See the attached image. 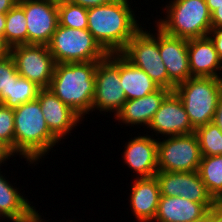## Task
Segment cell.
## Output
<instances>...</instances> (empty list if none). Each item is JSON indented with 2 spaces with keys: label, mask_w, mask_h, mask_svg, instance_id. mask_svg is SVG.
Listing matches in <instances>:
<instances>
[{
  "label": "cell",
  "mask_w": 222,
  "mask_h": 222,
  "mask_svg": "<svg viewBox=\"0 0 222 222\" xmlns=\"http://www.w3.org/2000/svg\"><path fill=\"white\" fill-rule=\"evenodd\" d=\"M210 14H212V4H222V0H205Z\"/></svg>",
  "instance_id": "obj_41"
},
{
  "label": "cell",
  "mask_w": 222,
  "mask_h": 222,
  "mask_svg": "<svg viewBox=\"0 0 222 222\" xmlns=\"http://www.w3.org/2000/svg\"><path fill=\"white\" fill-rule=\"evenodd\" d=\"M149 129L162 136H177L195 132L183 102L175 91H171L162 102L160 108L155 112Z\"/></svg>",
  "instance_id": "obj_14"
},
{
  "label": "cell",
  "mask_w": 222,
  "mask_h": 222,
  "mask_svg": "<svg viewBox=\"0 0 222 222\" xmlns=\"http://www.w3.org/2000/svg\"><path fill=\"white\" fill-rule=\"evenodd\" d=\"M59 140L50 132L36 99L14 109V155H21L30 164L37 161Z\"/></svg>",
  "instance_id": "obj_2"
},
{
  "label": "cell",
  "mask_w": 222,
  "mask_h": 222,
  "mask_svg": "<svg viewBox=\"0 0 222 222\" xmlns=\"http://www.w3.org/2000/svg\"><path fill=\"white\" fill-rule=\"evenodd\" d=\"M212 122L218 126V128L222 131V91L220 93L217 108L213 117Z\"/></svg>",
  "instance_id": "obj_33"
},
{
  "label": "cell",
  "mask_w": 222,
  "mask_h": 222,
  "mask_svg": "<svg viewBox=\"0 0 222 222\" xmlns=\"http://www.w3.org/2000/svg\"><path fill=\"white\" fill-rule=\"evenodd\" d=\"M17 3L16 0H0V14H6Z\"/></svg>",
  "instance_id": "obj_35"
},
{
  "label": "cell",
  "mask_w": 222,
  "mask_h": 222,
  "mask_svg": "<svg viewBox=\"0 0 222 222\" xmlns=\"http://www.w3.org/2000/svg\"><path fill=\"white\" fill-rule=\"evenodd\" d=\"M216 203H196L180 196H160L154 221L191 222L204 216Z\"/></svg>",
  "instance_id": "obj_20"
},
{
  "label": "cell",
  "mask_w": 222,
  "mask_h": 222,
  "mask_svg": "<svg viewBox=\"0 0 222 222\" xmlns=\"http://www.w3.org/2000/svg\"><path fill=\"white\" fill-rule=\"evenodd\" d=\"M191 222H211V208L208 210V212L202 216L199 219L193 220Z\"/></svg>",
  "instance_id": "obj_39"
},
{
  "label": "cell",
  "mask_w": 222,
  "mask_h": 222,
  "mask_svg": "<svg viewBox=\"0 0 222 222\" xmlns=\"http://www.w3.org/2000/svg\"><path fill=\"white\" fill-rule=\"evenodd\" d=\"M67 1L72 4L80 5L84 8L89 9L92 7L110 4L112 2H115L116 0H67Z\"/></svg>",
  "instance_id": "obj_31"
},
{
  "label": "cell",
  "mask_w": 222,
  "mask_h": 222,
  "mask_svg": "<svg viewBox=\"0 0 222 222\" xmlns=\"http://www.w3.org/2000/svg\"><path fill=\"white\" fill-rule=\"evenodd\" d=\"M96 67L97 61L57 63L49 86L82 119L92 111Z\"/></svg>",
  "instance_id": "obj_3"
},
{
  "label": "cell",
  "mask_w": 222,
  "mask_h": 222,
  "mask_svg": "<svg viewBox=\"0 0 222 222\" xmlns=\"http://www.w3.org/2000/svg\"><path fill=\"white\" fill-rule=\"evenodd\" d=\"M10 54V47L6 44L4 37L0 35V58Z\"/></svg>",
  "instance_id": "obj_37"
},
{
  "label": "cell",
  "mask_w": 222,
  "mask_h": 222,
  "mask_svg": "<svg viewBox=\"0 0 222 222\" xmlns=\"http://www.w3.org/2000/svg\"><path fill=\"white\" fill-rule=\"evenodd\" d=\"M44 219H41V215L38 213V211H35L28 219L27 222H44L42 221Z\"/></svg>",
  "instance_id": "obj_38"
},
{
  "label": "cell",
  "mask_w": 222,
  "mask_h": 222,
  "mask_svg": "<svg viewBox=\"0 0 222 222\" xmlns=\"http://www.w3.org/2000/svg\"><path fill=\"white\" fill-rule=\"evenodd\" d=\"M135 179L130 193L131 210L138 222H153L161 196L159 183L156 177Z\"/></svg>",
  "instance_id": "obj_19"
},
{
  "label": "cell",
  "mask_w": 222,
  "mask_h": 222,
  "mask_svg": "<svg viewBox=\"0 0 222 222\" xmlns=\"http://www.w3.org/2000/svg\"><path fill=\"white\" fill-rule=\"evenodd\" d=\"M161 196H180L196 203H217L208 193L198 171L164 172L155 175Z\"/></svg>",
  "instance_id": "obj_13"
},
{
  "label": "cell",
  "mask_w": 222,
  "mask_h": 222,
  "mask_svg": "<svg viewBox=\"0 0 222 222\" xmlns=\"http://www.w3.org/2000/svg\"><path fill=\"white\" fill-rule=\"evenodd\" d=\"M16 70L21 77L49 88L56 62L47 45L24 44L10 48Z\"/></svg>",
  "instance_id": "obj_10"
},
{
  "label": "cell",
  "mask_w": 222,
  "mask_h": 222,
  "mask_svg": "<svg viewBox=\"0 0 222 222\" xmlns=\"http://www.w3.org/2000/svg\"><path fill=\"white\" fill-rule=\"evenodd\" d=\"M170 92L171 90L166 88H159L142 98L127 100L121 110L114 116V119L126 124V126H130V124L131 126H141L143 124L148 127L155 112Z\"/></svg>",
  "instance_id": "obj_18"
},
{
  "label": "cell",
  "mask_w": 222,
  "mask_h": 222,
  "mask_svg": "<svg viewBox=\"0 0 222 222\" xmlns=\"http://www.w3.org/2000/svg\"><path fill=\"white\" fill-rule=\"evenodd\" d=\"M15 62L10 54L0 58V104L8 98L13 79H18Z\"/></svg>",
  "instance_id": "obj_28"
},
{
  "label": "cell",
  "mask_w": 222,
  "mask_h": 222,
  "mask_svg": "<svg viewBox=\"0 0 222 222\" xmlns=\"http://www.w3.org/2000/svg\"><path fill=\"white\" fill-rule=\"evenodd\" d=\"M18 4L26 17L27 44L48 45L59 25L58 0H25Z\"/></svg>",
  "instance_id": "obj_11"
},
{
  "label": "cell",
  "mask_w": 222,
  "mask_h": 222,
  "mask_svg": "<svg viewBox=\"0 0 222 222\" xmlns=\"http://www.w3.org/2000/svg\"><path fill=\"white\" fill-rule=\"evenodd\" d=\"M201 156L222 155V131L213 122L195 130Z\"/></svg>",
  "instance_id": "obj_26"
},
{
  "label": "cell",
  "mask_w": 222,
  "mask_h": 222,
  "mask_svg": "<svg viewBox=\"0 0 222 222\" xmlns=\"http://www.w3.org/2000/svg\"><path fill=\"white\" fill-rule=\"evenodd\" d=\"M196 133L169 136L158 140V171L196 172L201 161Z\"/></svg>",
  "instance_id": "obj_9"
},
{
  "label": "cell",
  "mask_w": 222,
  "mask_h": 222,
  "mask_svg": "<svg viewBox=\"0 0 222 222\" xmlns=\"http://www.w3.org/2000/svg\"><path fill=\"white\" fill-rule=\"evenodd\" d=\"M0 142L14 156V109L0 104Z\"/></svg>",
  "instance_id": "obj_29"
},
{
  "label": "cell",
  "mask_w": 222,
  "mask_h": 222,
  "mask_svg": "<svg viewBox=\"0 0 222 222\" xmlns=\"http://www.w3.org/2000/svg\"><path fill=\"white\" fill-rule=\"evenodd\" d=\"M211 222H222V204L216 203L211 208Z\"/></svg>",
  "instance_id": "obj_34"
},
{
  "label": "cell",
  "mask_w": 222,
  "mask_h": 222,
  "mask_svg": "<svg viewBox=\"0 0 222 222\" xmlns=\"http://www.w3.org/2000/svg\"><path fill=\"white\" fill-rule=\"evenodd\" d=\"M47 46L56 64L101 61L108 55L88 29L61 25Z\"/></svg>",
  "instance_id": "obj_6"
},
{
  "label": "cell",
  "mask_w": 222,
  "mask_h": 222,
  "mask_svg": "<svg viewBox=\"0 0 222 222\" xmlns=\"http://www.w3.org/2000/svg\"><path fill=\"white\" fill-rule=\"evenodd\" d=\"M37 100L50 132L59 140L71 133L83 119L69 106L64 104L49 88L39 91Z\"/></svg>",
  "instance_id": "obj_15"
},
{
  "label": "cell",
  "mask_w": 222,
  "mask_h": 222,
  "mask_svg": "<svg viewBox=\"0 0 222 222\" xmlns=\"http://www.w3.org/2000/svg\"><path fill=\"white\" fill-rule=\"evenodd\" d=\"M208 37L214 43L215 49L222 61V28H212L208 33Z\"/></svg>",
  "instance_id": "obj_30"
},
{
  "label": "cell",
  "mask_w": 222,
  "mask_h": 222,
  "mask_svg": "<svg viewBox=\"0 0 222 222\" xmlns=\"http://www.w3.org/2000/svg\"><path fill=\"white\" fill-rule=\"evenodd\" d=\"M120 83L127 100L142 98L160 88L145 71L133 66L121 54Z\"/></svg>",
  "instance_id": "obj_22"
},
{
  "label": "cell",
  "mask_w": 222,
  "mask_h": 222,
  "mask_svg": "<svg viewBox=\"0 0 222 222\" xmlns=\"http://www.w3.org/2000/svg\"><path fill=\"white\" fill-rule=\"evenodd\" d=\"M1 166V165H0ZM0 172V217L11 222H23L28 219L36 209L28 199L19 193L16 187L8 182ZM7 179V180H6ZM10 183V184H9Z\"/></svg>",
  "instance_id": "obj_21"
},
{
  "label": "cell",
  "mask_w": 222,
  "mask_h": 222,
  "mask_svg": "<svg viewBox=\"0 0 222 222\" xmlns=\"http://www.w3.org/2000/svg\"><path fill=\"white\" fill-rule=\"evenodd\" d=\"M4 40L10 48L27 44L26 17L18 3L6 13Z\"/></svg>",
  "instance_id": "obj_24"
},
{
  "label": "cell",
  "mask_w": 222,
  "mask_h": 222,
  "mask_svg": "<svg viewBox=\"0 0 222 222\" xmlns=\"http://www.w3.org/2000/svg\"><path fill=\"white\" fill-rule=\"evenodd\" d=\"M156 27L154 35L142 27L120 54L133 66L145 71L160 88L168 89V73L160 56Z\"/></svg>",
  "instance_id": "obj_7"
},
{
  "label": "cell",
  "mask_w": 222,
  "mask_h": 222,
  "mask_svg": "<svg viewBox=\"0 0 222 222\" xmlns=\"http://www.w3.org/2000/svg\"><path fill=\"white\" fill-rule=\"evenodd\" d=\"M121 87L120 53H108L103 60L97 61L92 111L114 112L116 116L127 101Z\"/></svg>",
  "instance_id": "obj_8"
},
{
  "label": "cell",
  "mask_w": 222,
  "mask_h": 222,
  "mask_svg": "<svg viewBox=\"0 0 222 222\" xmlns=\"http://www.w3.org/2000/svg\"><path fill=\"white\" fill-rule=\"evenodd\" d=\"M130 4L116 0L88 9V30L107 53H120L142 28Z\"/></svg>",
  "instance_id": "obj_1"
},
{
  "label": "cell",
  "mask_w": 222,
  "mask_h": 222,
  "mask_svg": "<svg viewBox=\"0 0 222 222\" xmlns=\"http://www.w3.org/2000/svg\"><path fill=\"white\" fill-rule=\"evenodd\" d=\"M88 9L67 0H58L59 25L69 28L88 29Z\"/></svg>",
  "instance_id": "obj_27"
},
{
  "label": "cell",
  "mask_w": 222,
  "mask_h": 222,
  "mask_svg": "<svg viewBox=\"0 0 222 222\" xmlns=\"http://www.w3.org/2000/svg\"><path fill=\"white\" fill-rule=\"evenodd\" d=\"M41 89L36 83L20 76L13 79L10 94L1 104L10 109L18 108L21 104L36 100Z\"/></svg>",
  "instance_id": "obj_25"
},
{
  "label": "cell",
  "mask_w": 222,
  "mask_h": 222,
  "mask_svg": "<svg viewBox=\"0 0 222 222\" xmlns=\"http://www.w3.org/2000/svg\"><path fill=\"white\" fill-rule=\"evenodd\" d=\"M165 6V19L157 26L171 36L183 39L207 37L212 29L211 14L205 0H170Z\"/></svg>",
  "instance_id": "obj_4"
},
{
  "label": "cell",
  "mask_w": 222,
  "mask_h": 222,
  "mask_svg": "<svg viewBox=\"0 0 222 222\" xmlns=\"http://www.w3.org/2000/svg\"><path fill=\"white\" fill-rule=\"evenodd\" d=\"M13 156L10 151L0 142V165L6 163ZM3 162V163H2Z\"/></svg>",
  "instance_id": "obj_36"
},
{
  "label": "cell",
  "mask_w": 222,
  "mask_h": 222,
  "mask_svg": "<svg viewBox=\"0 0 222 222\" xmlns=\"http://www.w3.org/2000/svg\"><path fill=\"white\" fill-rule=\"evenodd\" d=\"M150 135L131 138L125 145L124 163L138 174L137 178L155 177L158 172V140Z\"/></svg>",
  "instance_id": "obj_16"
},
{
  "label": "cell",
  "mask_w": 222,
  "mask_h": 222,
  "mask_svg": "<svg viewBox=\"0 0 222 222\" xmlns=\"http://www.w3.org/2000/svg\"><path fill=\"white\" fill-rule=\"evenodd\" d=\"M198 173L208 193L220 203L222 201V155L202 156Z\"/></svg>",
  "instance_id": "obj_23"
},
{
  "label": "cell",
  "mask_w": 222,
  "mask_h": 222,
  "mask_svg": "<svg viewBox=\"0 0 222 222\" xmlns=\"http://www.w3.org/2000/svg\"><path fill=\"white\" fill-rule=\"evenodd\" d=\"M174 91L183 102L189 121L196 130L212 122L222 91V78L190 77L176 85Z\"/></svg>",
  "instance_id": "obj_5"
},
{
  "label": "cell",
  "mask_w": 222,
  "mask_h": 222,
  "mask_svg": "<svg viewBox=\"0 0 222 222\" xmlns=\"http://www.w3.org/2000/svg\"><path fill=\"white\" fill-rule=\"evenodd\" d=\"M159 52L168 73V90L191 77L188 40L171 36L158 27Z\"/></svg>",
  "instance_id": "obj_12"
},
{
  "label": "cell",
  "mask_w": 222,
  "mask_h": 222,
  "mask_svg": "<svg viewBox=\"0 0 222 222\" xmlns=\"http://www.w3.org/2000/svg\"><path fill=\"white\" fill-rule=\"evenodd\" d=\"M6 14H0V35L4 37Z\"/></svg>",
  "instance_id": "obj_40"
},
{
  "label": "cell",
  "mask_w": 222,
  "mask_h": 222,
  "mask_svg": "<svg viewBox=\"0 0 222 222\" xmlns=\"http://www.w3.org/2000/svg\"><path fill=\"white\" fill-rule=\"evenodd\" d=\"M212 28H222V4H212Z\"/></svg>",
  "instance_id": "obj_32"
},
{
  "label": "cell",
  "mask_w": 222,
  "mask_h": 222,
  "mask_svg": "<svg viewBox=\"0 0 222 222\" xmlns=\"http://www.w3.org/2000/svg\"><path fill=\"white\" fill-rule=\"evenodd\" d=\"M188 58L191 77L222 78V61L208 36L188 40Z\"/></svg>",
  "instance_id": "obj_17"
}]
</instances>
